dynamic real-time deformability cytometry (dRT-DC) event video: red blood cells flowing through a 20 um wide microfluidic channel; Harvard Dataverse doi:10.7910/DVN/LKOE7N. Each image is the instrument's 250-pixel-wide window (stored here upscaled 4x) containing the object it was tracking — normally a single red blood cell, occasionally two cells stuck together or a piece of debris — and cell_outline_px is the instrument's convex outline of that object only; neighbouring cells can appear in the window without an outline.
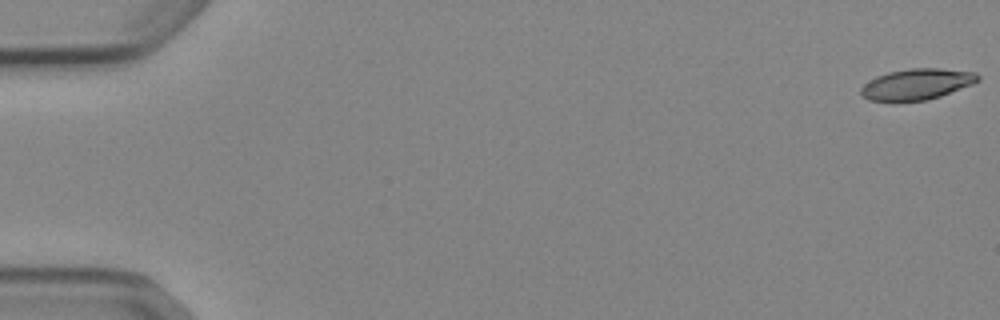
{"species": "Egyptian fruit bat (a non-hibernating species)", "species_latin": "Rousettus aegyptiacus", "temperature_condition": "cold", "stored_images_in_passage": 53, "camera_frame_rate_fps": 3000, "um_per_image_px": 0.085, "animal": {"sex": "female"}, "frame": {"image": 1, "passage_image": 1, "time_ms": 0.0, "image_size_px": [1000, 320], "cell_outline_px": [[980, 80], [972, 84], [940, 96], [928, 100], [868, 100], [860, 92], [860, 88], [864, 84], [876, 76], [888, 72], [912, 68], [940, 68], [976, 72], [980, 76]], "centroid_in_image_um": [77.95, 7.13], "position_along_channel_um": 7.0, "area_um2": 20.87}}
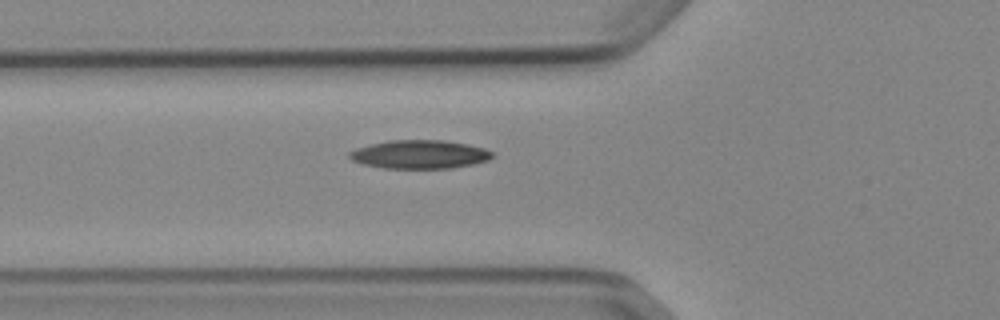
{"frame": {"image": 2, "passage_image": 20, "time_ms": 6.333, "image_size_px": [1000, 320], "cell_outline_px": [[492, 156], [488, 160], [472, 164], [452, 168], [384, 168], [364, 164], [352, 160], [348, 156], [348, 152], [356, 148], [388, 140], [444, 140], [468, 144], [484, 148], [492, 152]], "centroid_in_image_um": [35.66, 13.12], "position_along_channel_um": 90.1, "area_um2": 23.64}}
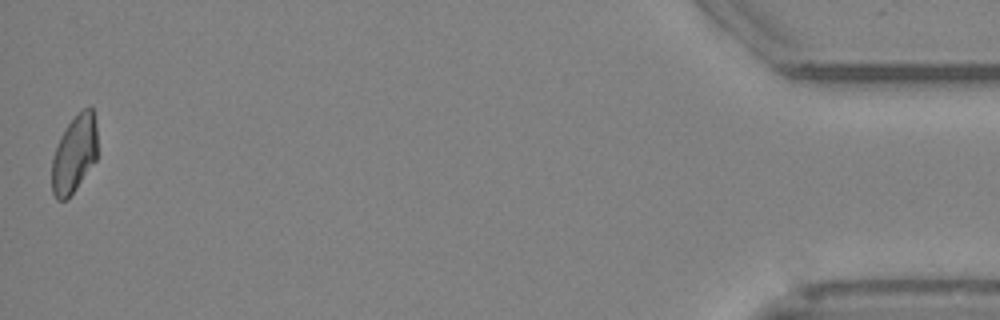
{"frame": {"image": 3, "passage_image": 53, "time_ms": 17.333, "image_size_px": [1000, 320], "cell_outline_px": [[96, 160], [68, 200], [56, 200], [52, 192], [52, 156], [60, 136], [68, 124], [84, 108], [92, 108], [96, 124]], "centroid_in_image_um": [6.29, 13.14], "position_along_channel_um": 428.9, "area_um2": 20.46}}